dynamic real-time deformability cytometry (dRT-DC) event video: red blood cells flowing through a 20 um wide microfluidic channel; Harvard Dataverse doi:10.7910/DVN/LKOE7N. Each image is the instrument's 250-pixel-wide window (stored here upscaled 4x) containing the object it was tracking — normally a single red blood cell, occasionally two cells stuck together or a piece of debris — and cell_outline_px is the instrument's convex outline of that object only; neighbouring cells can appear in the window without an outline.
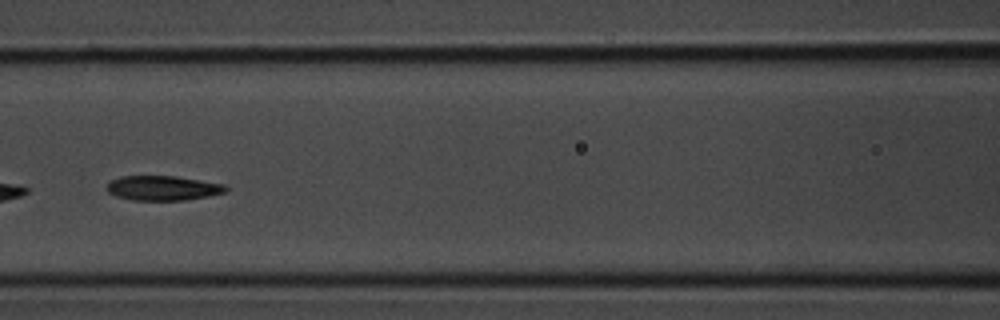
{"species": "common noctule bat (a hibernating species)", "species_latin": "Nyctalus noctula", "temperature_condition": "room temperature", "stored_images_in_passage": 23, "camera_frame_rate_fps": 3000, "um_per_image_px": 0.085, "animal": {"sex": "male", "body_mass_g": 20.1, "forearm_length_mm": 53.5}, "frame": {"image": 1, "passage_image": 7, "time_ms": 2.0, "image_size_px": [1000, 320], "cell_outline_px": [[228, 188], [224, 192], [208, 196], [184, 200], [132, 200], [116, 196], [108, 192], [104, 188], [108, 180], [120, 176], [176, 176], [224, 184]], "centroid_in_image_um": [13.76, 15.98], "position_along_channel_um": 152.8, "area_um2": 17.22}}